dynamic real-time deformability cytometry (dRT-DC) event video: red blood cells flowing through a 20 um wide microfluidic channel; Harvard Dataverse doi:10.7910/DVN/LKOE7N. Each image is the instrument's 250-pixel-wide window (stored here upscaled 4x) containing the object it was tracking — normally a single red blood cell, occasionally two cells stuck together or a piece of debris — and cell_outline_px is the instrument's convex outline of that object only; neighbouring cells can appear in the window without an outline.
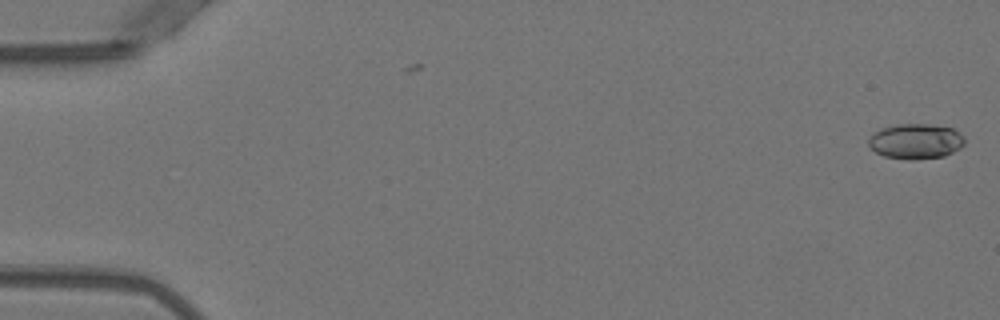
{"species": "Egyptian fruit bat (a non-hibernating species)", "species_latin": "Rousettus aegyptiacus", "temperature_condition": "warm", "stored_images_in_passage": 4, "camera_frame_rate_fps": 3000, "um_per_image_px": 0.085, "animal": {"sex": "female"}, "frame": {"image": 1, "passage_image": 4, "time_ms": 1.0, "image_size_px": [1000, 320], "cell_outline_px": [[964, 144], [960, 148], [944, 156], [912, 160], [908, 160], [884, 156], [876, 152], [868, 144], [868, 140], [880, 128], [896, 124], [928, 124], [952, 128], [960, 132], [964, 136]], "centroid_in_image_um": [77.85, 12.01], "position_along_channel_um": 7.1, "area_um2": 19.71}}